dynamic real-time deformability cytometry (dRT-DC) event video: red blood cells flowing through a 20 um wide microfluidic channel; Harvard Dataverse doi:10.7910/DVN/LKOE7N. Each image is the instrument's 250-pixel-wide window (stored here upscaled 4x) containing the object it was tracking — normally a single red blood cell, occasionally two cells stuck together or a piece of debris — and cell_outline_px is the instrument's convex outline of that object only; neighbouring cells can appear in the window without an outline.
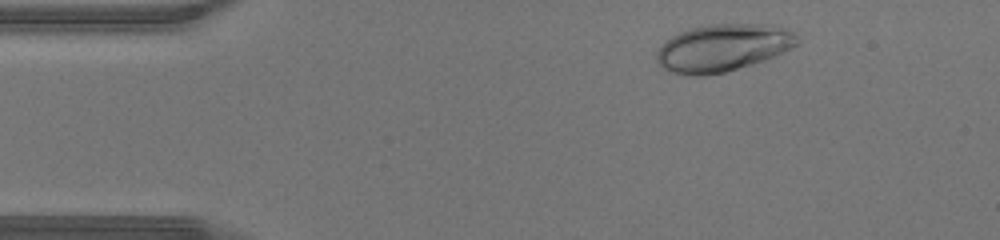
{"species": "human", "species_latin": "Homo sapiens", "temperature_condition": "warm", "stored_images_in_passage": 36, "camera_frame_rate_fps": 3000, "um_per_image_px": 0.085, "donor": {"sex": "male"}, "frame": {"image": 1, "passage_image": 3, "time_ms": 0.667, "image_size_px": [1000, 240], "cell_outline_px": [[800, 44], [784, 52], [764, 60], [724, 72], [704, 76], [696, 76], [668, 72], [656, 60], [656, 52], [672, 36], [680, 32], [692, 28], [712, 24], [772, 24], [796, 32], [800, 40]], "centroid_in_image_um": [61.5, 4.06], "position_along_channel_um": 23.5, "area_um2": 38.78}}
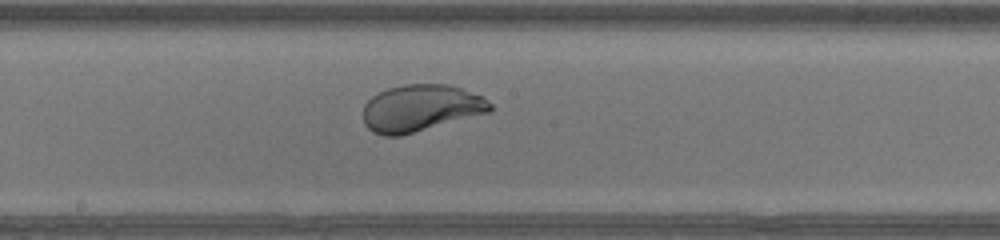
{"frame": {"image": 2, "passage_image": 20, "time_ms": 6.333, "image_size_px": [1000, 240], "cell_outline_px": [[492, 112], [400, 136], [384, 136], [372, 132], [364, 124], [364, 104], [372, 96], [388, 88], [404, 84], [448, 84], [460, 88], [480, 96], [488, 100], [492, 104]], "centroid_in_image_um": [35.76, 9.2], "position_along_channel_um": 212.4, "area_um2": 34.74}}
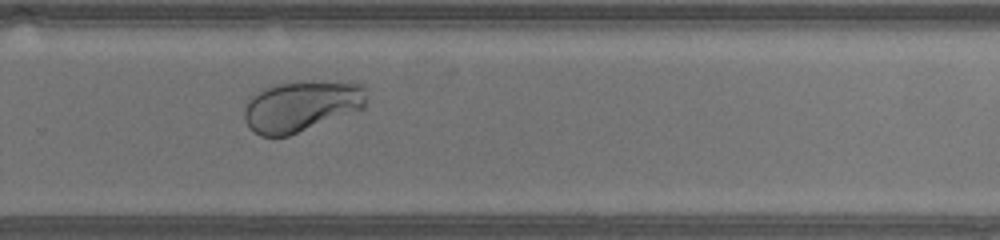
{"frame": {"image": 3, "passage_image": 26, "time_ms": 8.333, "image_size_px": [1000, 240], "cell_outline_px": [[364, 108], [288, 136], [260, 136], [248, 128], [244, 120], [244, 108], [248, 100], [252, 96], [264, 88], [276, 84], [296, 80], [320, 80], [364, 84]], "centroid_in_image_um": [25.57, 9.0], "position_along_channel_um": 304.2, "area_um2": 36.47}}